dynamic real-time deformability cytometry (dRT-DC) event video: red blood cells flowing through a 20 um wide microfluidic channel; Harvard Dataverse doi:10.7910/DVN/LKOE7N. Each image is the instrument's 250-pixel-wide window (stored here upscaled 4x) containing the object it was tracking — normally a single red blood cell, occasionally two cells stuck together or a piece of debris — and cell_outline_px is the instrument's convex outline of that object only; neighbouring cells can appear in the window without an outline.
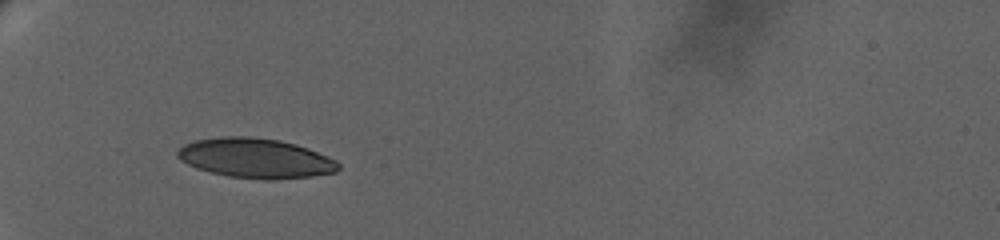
{"species": "human", "species_latin": "Homo sapiens", "temperature_condition": "warm", "stored_images_in_passage": 53, "camera_frame_rate_fps": 3000, "um_per_image_px": 0.085, "donor": {"sex": "female"}, "frame": {"image": 1, "passage_image": 1, "time_ms": 0.0, "image_size_px": [1000, 240], "cell_outline_px": [[340, 168], [336, 172], [312, 176], [268, 180], [228, 176], [208, 172], [196, 168], [180, 160], [176, 156], [176, 152], [184, 144], [192, 140], [220, 136], [252, 136], [280, 140], [296, 144], [308, 148], [328, 156], [336, 160], [340, 164]], "centroid_in_image_um": [21.7, 13.43], "position_along_channel_um": 63.3, "area_um2": 37.63}}
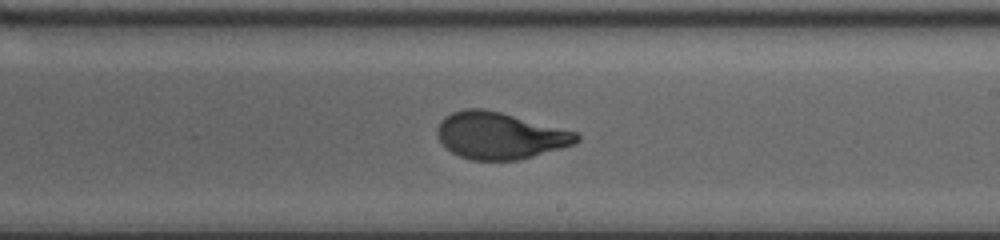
{"frame": {"image": 2, "passage_image": 28, "time_ms": 6.667, "image_size_px": [1000, 240], "cell_outline_px": [[580, 140], [576, 144], [520, 160], [472, 160], [460, 156], [444, 148], [436, 136], [436, 128], [440, 120], [444, 116], [452, 112], [464, 108], [484, 108], [500, 112], [576, 132], [580, 136]], "centroid_in_image_um": [42.44, 11.53], "position_along_channel_um": 246.6, "area_um2": 38.26}}
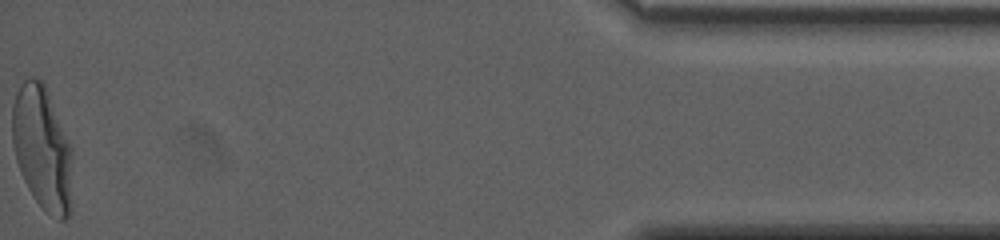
{"frame": {"image": 3, "passage_image": 52, "time_ms": 15.0, "image_size_px": [1000, 240], "cell_outline_px": [[72, 208], [68, 216], [64, 220], [60, 220], [44, 212], [28, 188], [20, 172], [16, 160], [12, 140], [12, 108], [16, 92], [20, 84], [24, 80], [32, 76], [40, 80], [44, 84], [72, 148]], "centroid_in_image_um": [3.6, 12.65], "position_along_channel_um": 431.6, "area_um2": 43.75}, "authors_computed_cell_mechanics": {"area_um2": 38.8994, "velocity_mm_per_s": 3.0398, "shape_relaxation_time_tau1_ms": 5.4202, "shape_relaxation_time_tau2_ms": null, "deformation_change_tau1": 0.2106, "deformation_change_tau2": null}}